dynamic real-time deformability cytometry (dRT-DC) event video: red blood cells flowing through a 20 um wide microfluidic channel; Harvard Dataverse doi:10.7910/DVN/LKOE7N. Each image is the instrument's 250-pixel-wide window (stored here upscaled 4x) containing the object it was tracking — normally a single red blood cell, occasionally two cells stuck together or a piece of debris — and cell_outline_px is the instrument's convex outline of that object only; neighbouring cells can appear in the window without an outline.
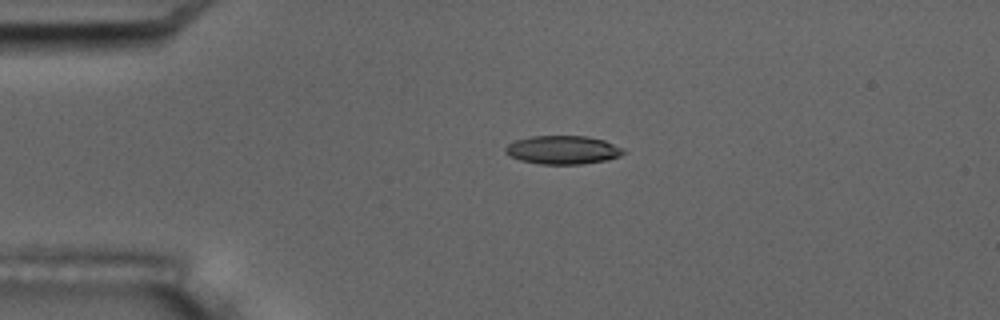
{"species": "common noctule bat (a hibernating species)", "species_latin": "Nyctalus noctula", "temperature_condition": "room temperature", "stored_images_in_passage": 5, "camera_frame_rate_fps": 3000, "um_per_image_px": 0.085, "animal": {"sex": "male", "body_mass_g": 17.5, "forearm_length_mm": 52.3}, "frame": {"image": 1, "passage_image": 4, "time_ms": 3.667, "image_size_px": [1000, 320], "cell_outline_px": [[624, 152], [620, 156], [608, 160], [580, 164], [540, 164], [520, 160], [508, 156], [504, 152], [504, 148], [508, 144], [516, 140], [532, 136], [584, 136], [604, 140], [624, 148]], "centroid_in_image_um": [47.82, 12.74], "position_along_channel_um": 37.2, "area_um2": 19.65}}